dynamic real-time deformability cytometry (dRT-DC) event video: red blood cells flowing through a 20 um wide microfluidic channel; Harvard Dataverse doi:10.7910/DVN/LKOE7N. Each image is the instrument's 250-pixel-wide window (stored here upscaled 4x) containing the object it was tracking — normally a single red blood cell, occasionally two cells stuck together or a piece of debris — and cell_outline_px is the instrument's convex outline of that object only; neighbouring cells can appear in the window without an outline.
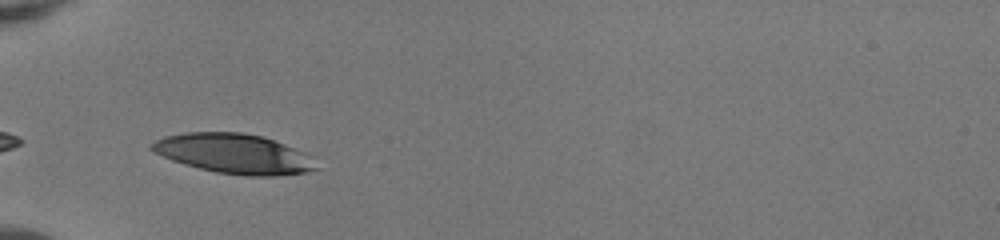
{"species": "human", "species_latin": "Homo sapiens", "temperature_condition": "room temperature", "stored_images_in_passage": 34, "camera_frame_rate_fps": 3000, "um_per_image_px": 0.085, "donor": {"sex": "female"}, "frame": {"image": 1, "passage_image": 1, "time_ms": 0.0, "image_size_px": [1000, 240], "cell_outline_px": [[320, 168], [308, 172], [272, 176], [244, 176], [216, 172], [184, 164], [172, 160], [152, 152], [148, 148], [156, 140], [164, 136], [188, 132], [240, 132], [260, 136], [284, 144], [304, 152]], "centroid_in_image_um": [19.86, 13.07], "position_along_channel_um": 65.1, "area_um2": 37.92}}
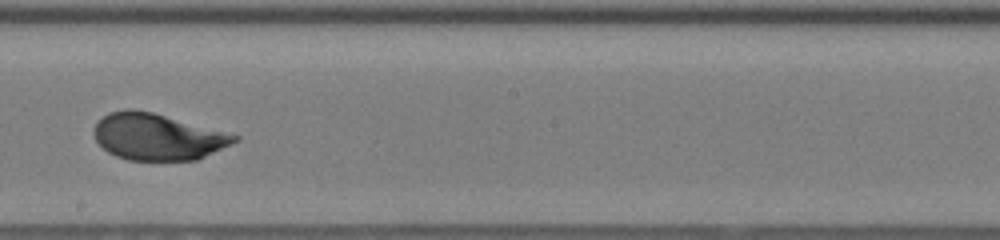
{"frame": {"image": 2, "passage_image": 14, "time_ms": 4.333, "image_size_px": [1000, 240], "cell_outline_px": [[240, 140], [196, 160], [128, 160], [116, 156], [108, 152], [96, 140], [92, 132], [96, 124], [108, 112], [124, 108], [132, 108], [152, 112], [240, 136]], "centroid_in_image_um": [13.36, 11.62], "position_along_channel_um": 234.8, "area_um2": 37.86}}
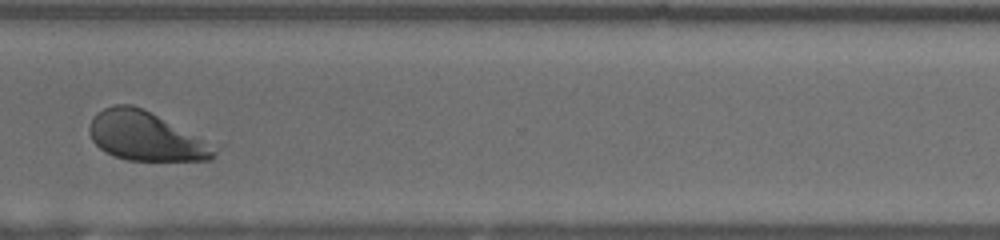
{"frame": {"image": 3, "passage_image": 23, "time_ms": 7.333, "image_size_px": [1000, 240], "cell_outline_px": [[216, 156], [212, 160], [128, 160], [112, 156], [104, 152], [92, 140], [88, 132], [88, 124], [96, 112], [104, 108], [116, 104], [132, 104], [156, 116], [200, 140], [216, 152]], "centroid_in_image_um": [12.2, 11.59], "position_along_channel_um": 358.4, "area_um2": 34.39}, "authors_computed_cell_mechanics": {"area_um2": 37.9457, "velocity_mm_per_s": 4.0969, "shape_relaxation_time_tau1_ms": 3.0244, "shape_relaxation_time_tau2_ms": null, "deformation_change_tau1": 0.1564, "deformation_change_tau2": null}}